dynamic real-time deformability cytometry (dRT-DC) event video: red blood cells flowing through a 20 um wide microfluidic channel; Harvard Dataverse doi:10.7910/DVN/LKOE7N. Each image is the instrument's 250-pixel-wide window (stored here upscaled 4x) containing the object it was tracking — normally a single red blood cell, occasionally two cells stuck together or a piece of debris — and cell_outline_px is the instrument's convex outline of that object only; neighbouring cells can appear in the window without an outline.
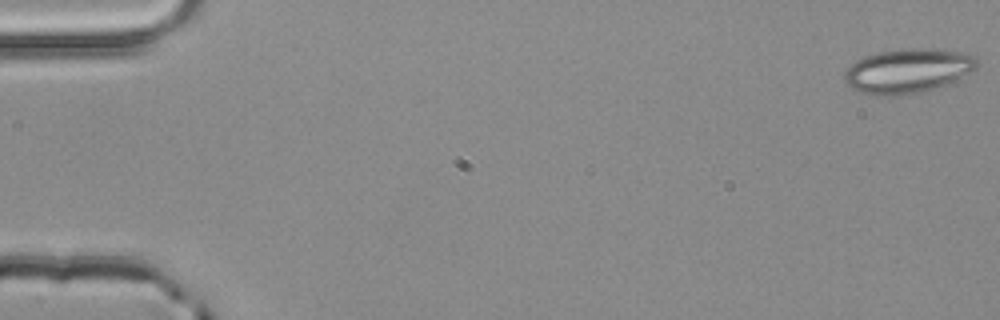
{"species": "common noctule bat (a hibernating species)", "species_latin": "Nyctalus noctula", "temperature_condition": "room temperature", "stored_images_in_passage": 3, "camera_frame_rate_fps": 3000, "um_per_image_px": 0.085, "animal": {"sex": "male", "body_mass_g": 20.4}, "frame": {"image": 1, "passage_image": 1, "time_ms": 0.0, "image_size_px": [1000, 320], "cell_outline_px": [[976, 68], [944, 84], [920, 92], [888, 96], [872, 96], [856, 92], [844, 80], [844, 72], [856, 60], [864, 56], [880, 52], [900, 48], [924, 48], [968, 52], [976, 56]], "centroid_in_image_um": [77.1, 6.01], "position_along_channel_um": 7.9, "area_um2": 34.1}}